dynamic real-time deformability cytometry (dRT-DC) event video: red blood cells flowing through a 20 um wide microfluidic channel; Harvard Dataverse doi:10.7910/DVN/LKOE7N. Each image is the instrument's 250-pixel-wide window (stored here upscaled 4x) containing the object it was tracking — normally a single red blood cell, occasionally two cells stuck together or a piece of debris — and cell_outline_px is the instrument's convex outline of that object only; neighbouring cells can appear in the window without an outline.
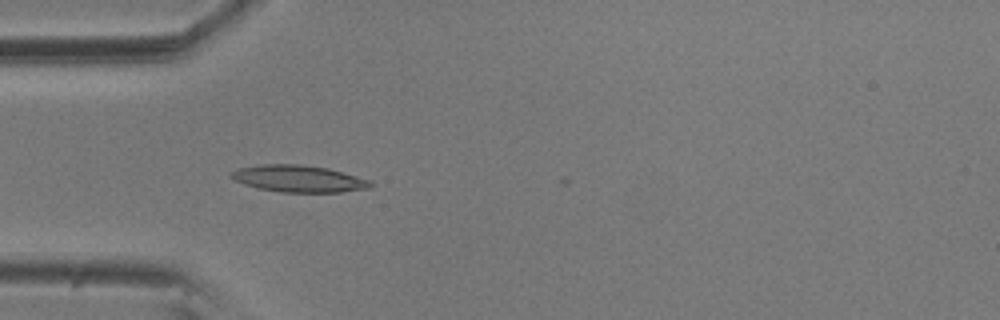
{"species": "common noctule bat (a hibernating species)", "species_latin": "Nyctalus noctula", "temperature_condition": "room temperature", "stored_images_in_passage": 3, "camera_frame_rate_fps": 3000, "um_per_image_px": 0.085, "animal": {"sex": "male", "body_mass_g": 20.5, "forearm_length_mm": 52.5}, "frame": {"image": 1, "passage_image": 2, "time_ms": 0.333, "image_size_px": [1000, 320], "cell_outline_px": [[372, 188], [340, 192], [280, 192], [256, 188], [244, 184], [228, 176], [232, 172], [240, 168], [260, 164], [300, 164], [328, 168], [368, 180], [372, 184]], "centroid_in_image_um": [25.36, 15.19], "position_along_channel_um": 59.6, "area_um2": 21.68}}
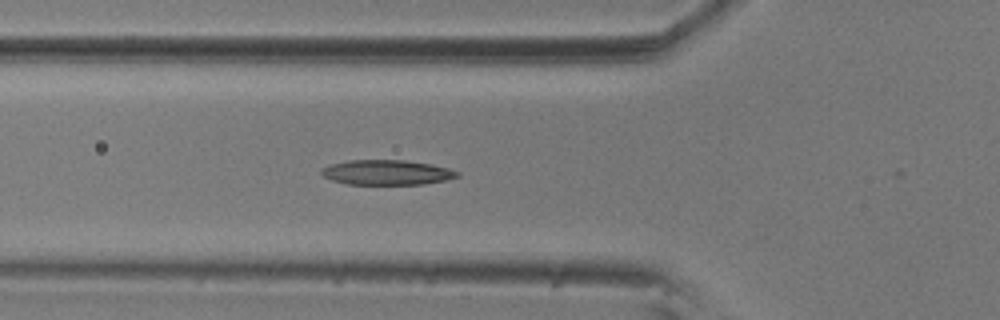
{"frame": {"image": 2, "passage_image": 3, "time_ms": 0.667, "image_size_px": [1000, 320], "cell_outline_px": [[460, 176], [444, 180], [424, 184], [348, 184], [332, 180], [324, 176], [320, 172], [320, 168], [328, 164], [348, 160], [404, 160], [432, 164], [448, 168], [460, 172]], "centroid_in_image_um": [32.85, 14.65], "position_along_channel_um": 92.9, "area_um2": 19.83}}